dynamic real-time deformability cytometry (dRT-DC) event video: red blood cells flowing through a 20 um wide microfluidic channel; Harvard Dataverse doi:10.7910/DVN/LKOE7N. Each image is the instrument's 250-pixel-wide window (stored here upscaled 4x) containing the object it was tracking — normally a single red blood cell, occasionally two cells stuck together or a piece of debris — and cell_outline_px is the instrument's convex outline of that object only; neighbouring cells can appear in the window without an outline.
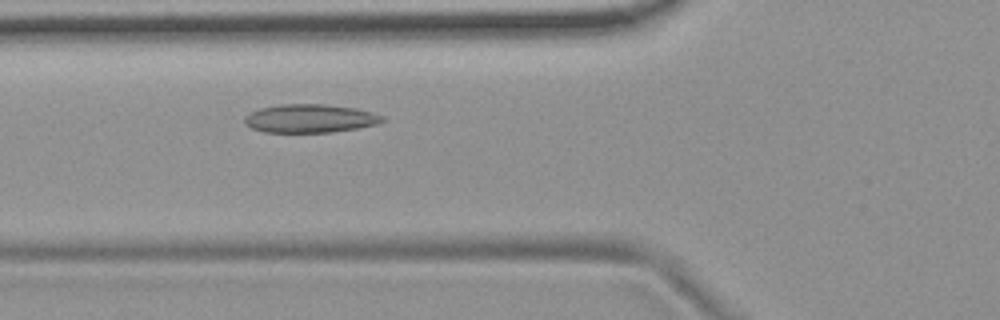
{"species": "common noctule bat (a hibernating species)", "species_latin": "Nyctalus noctula", "temperature_condition": "room temperature", "stored_images_in_passage": 37, "camera_frame_rate_fps": 3000, "um_per_image_px": 0.085, "animal": {"sex": "female", "body_mass_g": 19.9}, "frame": {"image": 1, "passage_image": 3, "time_ms": 0.667, "image_size_px": [1000, 320], "cell_outline_px": [[384, 120], [376, 124], [356, 128], [328, 132], [264, 132], [252, 128], [244, 124], [244, 116], [260, 108], [280, 104], [324, 104], [356, 108], [372, 112], [384, 116]], "centroid_in_image_um": [26.32, 10.06], "position_along_channel_um": 99.5, "area_um2": 22.72}}
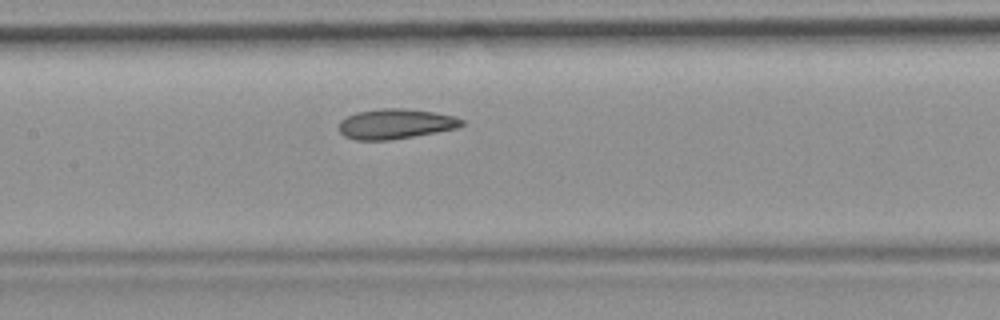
{"frame": {"image": 2, "passage_image": 9, "time_ms": 2.667, "image_size_px": [1000, 320], "cell_outline_px": [[464, 124], [456, 128], [436, 132], [388, 140], [356, 140], [344, 136], [340, 132], [340, 120], [356, 112], [380, 108], [404, 108], [436, 112], [456, 116], [464, 120]], "centroid_in_image_um": [33.63, 10.52], "position_along_channel_um": 173.8, "area_um2": 21.5}}
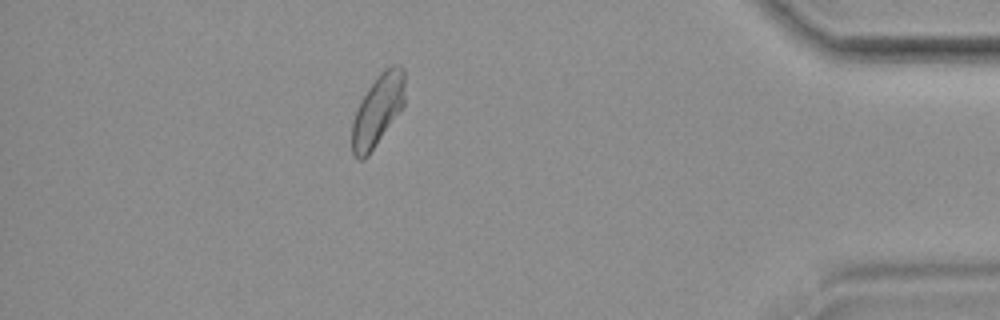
{"frame": {"image": 3, "passage_image": 31, "time_ms": 10.0, "image_size_px": [1000, 320], "cell_outline_px": [[404, 104], [368, 156], [364, 160], [360, 160], [352, 152], [352, 124], [360, 100], [368, 88], [380, 72], [384, 68], [392, 64], [400, 64], [404, 68]], "centroid_in_image_um": [32.1, 9.33], "position_along_channel_um": 403.1, "area_um2": 21.73}}